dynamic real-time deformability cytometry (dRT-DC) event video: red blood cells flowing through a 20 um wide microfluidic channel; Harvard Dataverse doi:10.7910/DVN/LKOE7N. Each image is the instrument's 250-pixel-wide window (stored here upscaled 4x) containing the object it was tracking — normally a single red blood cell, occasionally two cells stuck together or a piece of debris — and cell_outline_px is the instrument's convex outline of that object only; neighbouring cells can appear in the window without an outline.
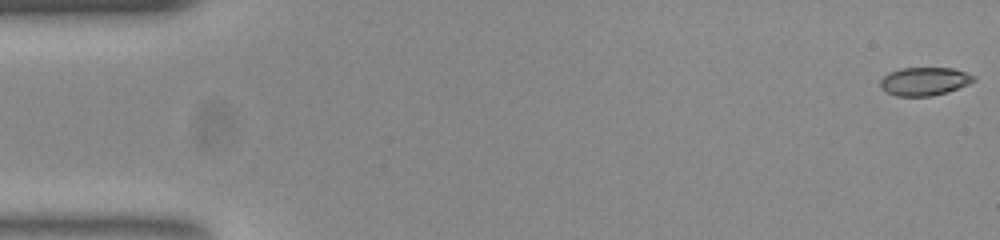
{"species": "common noctule bat (a hibernating species)", "species_latin": "Nyctalus noctula", "temperature_condition": "room temperature", "stored_images_in_passage": 51, "camera_frame_rate_fps": 3000, "um_per_image_px": 0.085, "animal": {"sex": "female", "body_mass_g": 23.0, "forearm_length_mm": 53.4}, "frame": {"image": 1, "passage_image": 1, "time_ms": 0.0, "image_size_px": [1000, 240], "cell_outline_px": [[976, 80], [968, 84], [932, 96], [896, 96], [880, 88], [880, 80], [888, 72], [900, 68], [952, 68], [968, 72], [976, 76]], "centroid_in_image_um": [78.57, 6.9], "position_along_channel_um": 6.4, "area_um2": 15.37}}
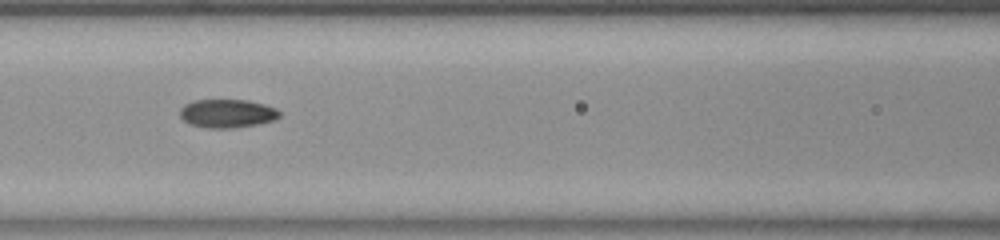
{"frame": {"image": 2, "passage_image": 23, "time_ms": 7.333, "image_size_px": [1000, 240], "cell_outline_px": [[280, 116], [272, 120], [256, 124], [228, 128], [208, 128], [192, 124], [184, 120], [180, 116], [180, 108], [184, 104], [192, 100], [248, 100], [264, 104], [276, 108], [280, 112]], "centroid_in_image_um": [19.29, 9.62], "position_along_channel_um": 147.3, "area_um2": 16.36}}
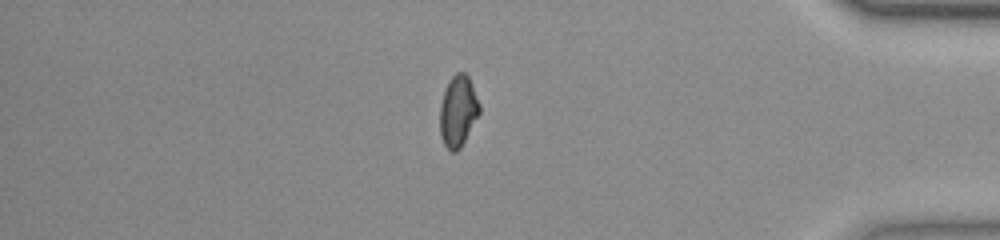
{"frame": {"image": 3, "passage_image": 45, "time_ms": 14.667, "image_size_px": [1000, 240], "cell_outline_px": [[480, 112], [460, 148], [456, 152], [452, 152], [444, 144], [440, 136], [440, 104], [448, 80], [456, 72], [464, 72], [468, 76], [480, 104]], "centroid_in_image_um": [38.92, 9.43], "position_along_channel_um": 396.3, "area_um2": 16.3}, "authors_computed_cell_mechanics": {"area_um2": 16.3574, "velocity_mm_per_s": 3.8866, "shape_relaxation_time_tau1_ms": 3.0547, "shape_relaxation_time_tau2_ms": 2.2869, "deformation_change_tau1": 0.1269, "deformation_change_tau2": 0.0592}}